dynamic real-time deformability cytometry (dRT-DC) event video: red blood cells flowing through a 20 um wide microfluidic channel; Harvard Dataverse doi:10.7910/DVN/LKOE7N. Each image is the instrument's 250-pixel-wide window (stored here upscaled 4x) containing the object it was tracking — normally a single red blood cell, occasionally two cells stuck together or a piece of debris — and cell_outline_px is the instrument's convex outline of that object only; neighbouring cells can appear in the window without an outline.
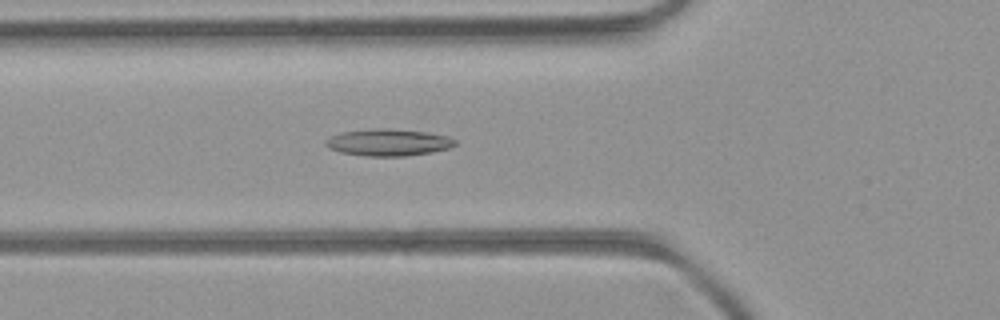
{"species": "common noctule bat (a hibernating species)", "species_latin": "Nyctalus noctula", "temperature_condition": "room temperature", "stored_images_in_passage": 42, "camera_frame_rate_fps": 3000, "um_per_image_px": 0.085, "animal": {"sex": "female", "body_mass_g": 21.9}, "frame": {"image": 1, "passage_image": 10, "time_ms": 3.0, "image_size_px": [1000, 320], "cell_outline_px": [[456, 144], [448, 148], [432, 152], [404, 156], [364, 156], [340, 152], [328, 148], [324, 144], [324, 140], [340, 132], [372, 128], [388, 128], [428, 132], [448, 136], [456, 140]], "centroid_in_image_um": [32.98, 12.1], "position_along_channel_um": 92.8, "area_um2": 20.46}}
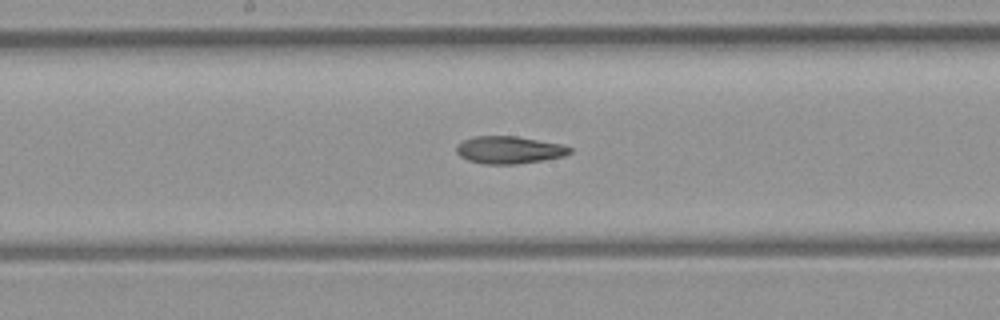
{"frame": {"image": 2, "passage_image": 18, "time_ms": 5.667, "image_size_px": [1000, 320], "cell_outline_px": [[572, 152], [564, 156], [516, 164], [484, 164], [468, 160], [460, 156], [456, 152], [456, 144], [472, 136], [516, 136], [560, 144], [572, 148]], "centroid_in_image_um": [43.24, 12.74], "position_along_channel_um": 205.0, "area_um2": 18.03}}
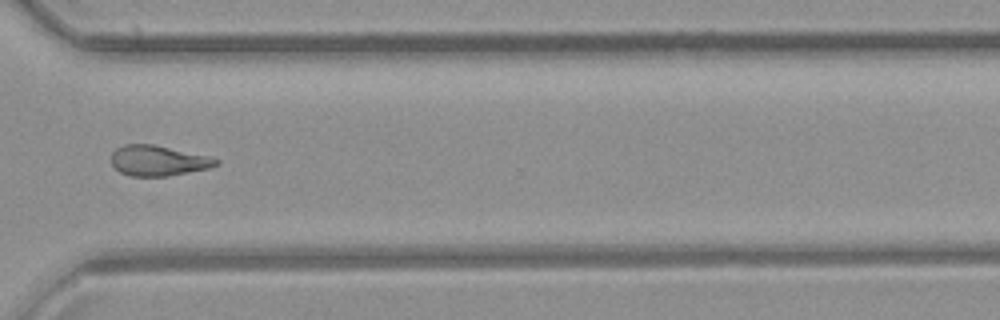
{"frame": {"image": 3, "passage_image": 29, "time_ms": 9.333, "image_size_px": [1000, 320], "cell_outline_px": [[220, 164], [208, 168], [168, 176], [132, 176], [120, 172], [112, 164], [112, 152], [116, 148], [124, 144], [156, 144], [208, 156], [220, 160]], "centroid_in_image_um": [13.45, 13.64], "position_along_channel_um": 357.2, "area_um2": 18.55}, "authors_computed_cell_mechanics": {"area_um2": 18.7272, "velocity_mm_per_s": 4.1684, "shape_relaxation_time_tau1_ms": null, "shape_relaxation_time_tau2_ms": 6.0616, "deformation_change_tau1": null, "deformation_change_tau2": 0.1587}}